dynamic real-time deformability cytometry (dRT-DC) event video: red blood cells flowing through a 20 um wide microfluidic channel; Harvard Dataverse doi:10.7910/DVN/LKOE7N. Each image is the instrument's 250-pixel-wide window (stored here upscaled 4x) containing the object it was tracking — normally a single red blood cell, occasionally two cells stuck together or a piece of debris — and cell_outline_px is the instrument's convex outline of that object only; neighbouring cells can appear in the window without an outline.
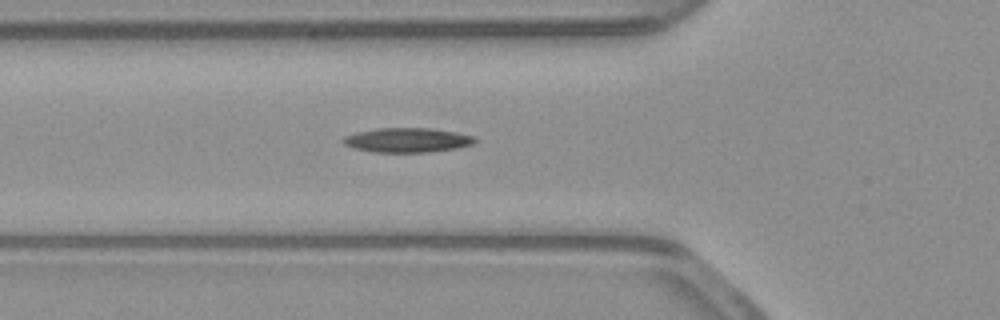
{"species": "common noctule bat (a hibernating species)", "species_latin": "Nyctalus noctula", "temperature_condition": "warm", "stored_images_in_passage": 36, "camera_frame_rate_fps": 3000, "um_per_image_px": 0.085, "animal": {"sex": "male", "body_mass_g": 23.1, "forearm_length_mm": 52.7}, "frame": {"image": 1, "passage_image": 2, "time_ms": 0.333, "image_size_px": [1000, 320], "cell_outline_px": [[480, 140], [472, 144], [456, 148], [428, 152], [372, 152], [352, 148], [344, 144], [340, 140], [344, 136], [356, 132], [376, 128], [428, 128], [456, 132], [476, 136]], "centroid_in_image_um": [34.61, 11.9], "position_along_channel_um": 91.2, "area_um2": 19.02}}
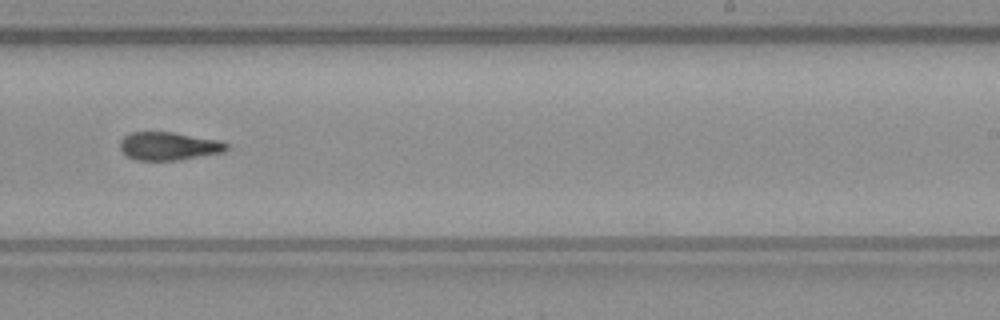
{"frame": {"image": 2, "passage_image": 16, "time_ms": 5.0, "image_size_px": [1000, 320], "cell_outline_px": [[228, 148], [224, 152], [180, 160], [136, 160], [128, 156], [120, 148], [120, 140], [124, 136], [132, 132], [172, 132], [220, 140], [228, 144]], "centroid_in_image_um": [14.36, 12.42], "position_along_channel_um": 274.6, "area_um2": 17.46}}
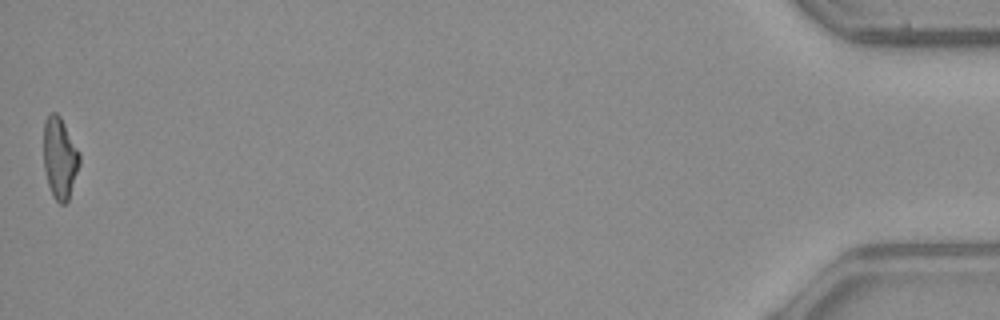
{"frame": {"image": 3, "passage_image": 36, "time_ms": 11.667, "image_size_px": [1000, 320], "cell_outline_px": [[80, 164], [68, 200], [64, 204], [60, 204], [52, 196], [48, 184], [44, 168], [44, 120], [52, 112], [56, 112], [60, 116], [80, 152]], "centroid_in_image_um": [5.09, 13.43], "position_along_channel_um": 430.1, "area_um2": 17.05}}